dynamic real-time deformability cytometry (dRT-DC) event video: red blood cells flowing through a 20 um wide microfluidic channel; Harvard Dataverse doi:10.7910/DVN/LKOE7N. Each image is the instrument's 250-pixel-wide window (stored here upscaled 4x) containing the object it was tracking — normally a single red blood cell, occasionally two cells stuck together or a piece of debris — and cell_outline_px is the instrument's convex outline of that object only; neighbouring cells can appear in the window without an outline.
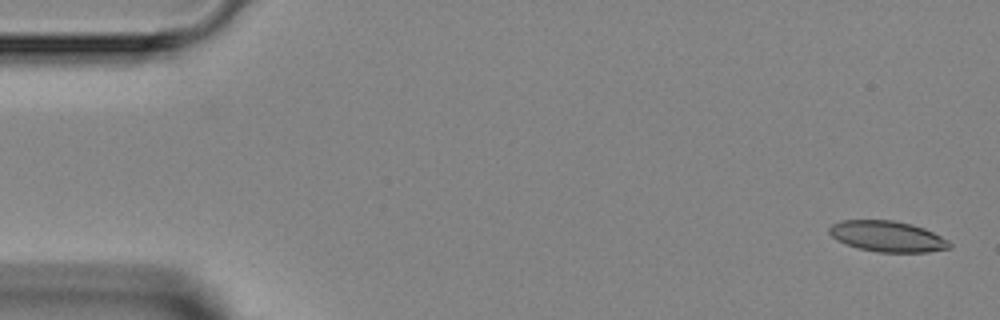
{"species": "Egyptian fruit bat (a non-hibernating species)", "species_latin": "Rousettus aegyptiacus", "temperature_condition": "room temperature", "stored_images_in_passage": 7, "camera_frame_rate_fps": 3000, "um_per_image_px": 0.085, "animal": {"sex": "female"}, "frame": {"image": 1, "passage_image": 1, "time_ms": 0.0, "image_size_px": [1000, 320], "cell_outline_px": [[952, 248], [928, 252], [876, 252], [860, 248], [836, 240], [828, 232], [828, 228], [832, 224], [840, 220], [892, 220], [912, 224], [924, 228], [948, 240], [952, 244]], "centroid_in_image_um": [75.44, 20.09], "position_along_channel_um": 9.6, "area_um2": 21.62}}
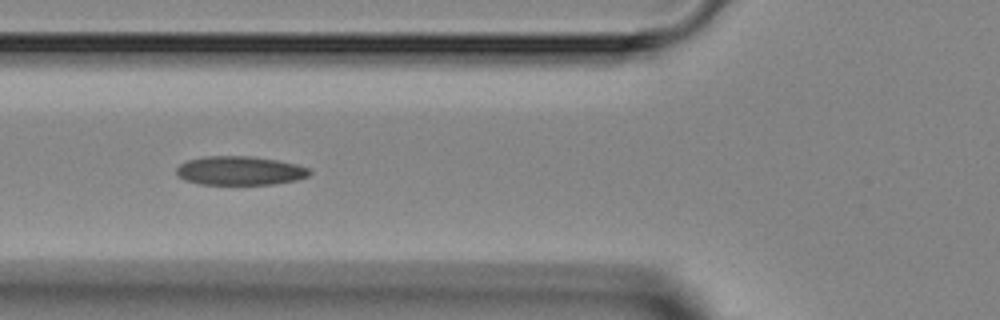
{"frame": {"image": 2, "passage_image": 5, "time_ms": 5.333, "image_size_px": [1000, 320], "cell_outline_px": [[312, 172], [308, 176], [296, 180], [272, 184], [200, 184], [184, 180], [176, 172], [176, 168], [180, 164], [188, 160], [204, 156], [252, 156], [276, 160], [296, 164], [308, 168]], "centroid_in_image_um": [20.38, 14.5], "position_along_channel_um": 105.4, "area_um2": 22.31}}
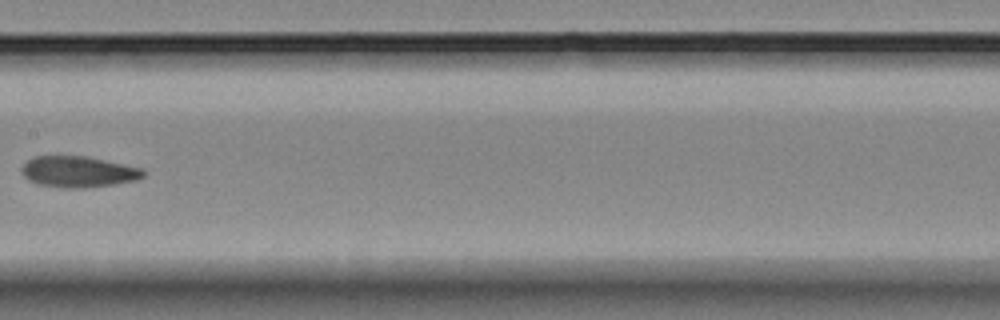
{"frame": {"image": 3, "passage_image": 7, "time_ms": 7.667, "image_size_px": [1000, 320], "cell_outline_px": [[148, 172], [144, 176], [136, 180], [112, 184], [84, 188], [64, 188], [40, 184], [28, 180], [24, 176], [20, 168], [28, 160], [36, 156], [84, 156], [144, 168]], "centroid_in_image_um": [6.68, 14.6], "position_along_channel_um": 200.7, "area_um2": 21.96}}